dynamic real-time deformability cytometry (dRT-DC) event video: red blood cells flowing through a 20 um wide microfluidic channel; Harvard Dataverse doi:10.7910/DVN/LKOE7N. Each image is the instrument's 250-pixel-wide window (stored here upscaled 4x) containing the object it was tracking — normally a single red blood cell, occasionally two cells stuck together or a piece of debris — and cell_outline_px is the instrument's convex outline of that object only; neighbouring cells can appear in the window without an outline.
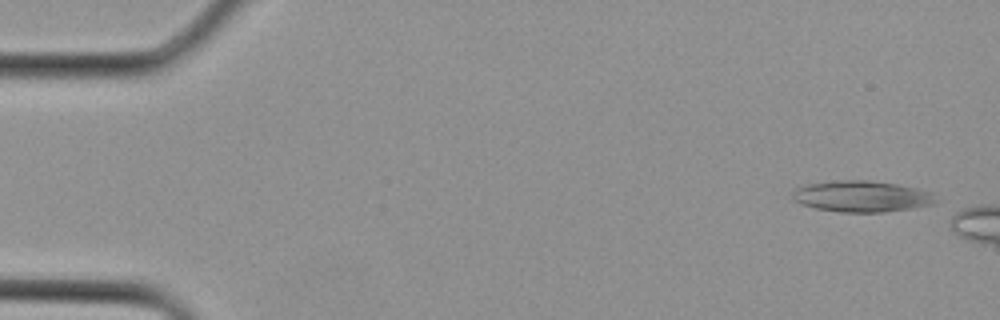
{"species": "Egyptian fruit bat (a non-hibernating species)", "species_latin": "Rousettus aegyptiacus", "temperature_condition": "cold", "stored_images_in_passage": 3, "camera_frame_rate_fps": 3000, "um_per_image_px": 0.085, "animal": {"sex": "female"}, "frame": {"image": 1, "passage_image": 1, "time_ms": 0.0, "image_size_px": [1000, 320], "cell_outline_px": [[940, 200], [936, 204], [916, 208], [884, 212], [840, 212], [816, 208], [800, 204], [792, 200], [792, 192], [796, 188], [808, 184], [840, 180], [868, 180], [896, 184], [916, 188], [932, 192]], "centroid_in_image_um": [73.3, 16.7], "position_along_channel_um": 11.7, "area_um2": 26.36}}